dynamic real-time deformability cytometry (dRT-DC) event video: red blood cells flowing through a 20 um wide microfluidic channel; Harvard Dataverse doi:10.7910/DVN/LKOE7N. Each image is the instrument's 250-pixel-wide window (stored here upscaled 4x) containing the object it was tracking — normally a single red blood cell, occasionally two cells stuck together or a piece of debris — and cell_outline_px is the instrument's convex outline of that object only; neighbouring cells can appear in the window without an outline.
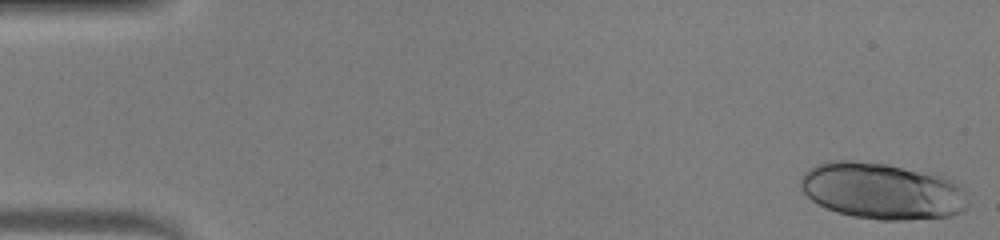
{"species": "human", "species_latin": "Homo sapiens", "temperature_condition": "warm", "stored_images_in_passage": 47, "segment_of_instrument_passage": [1, 2], "camera_frame_rate_fps": 3000, "um_per_image_px": 0.085, "donor": {"sex": "male"}, "frame": {"image": 1, "passage_image": 1, "time_ms": 0.0, "image_size_px": [1000, 240], "cell_outline_px": [[968, 204], [960, 212], [952, 216], [904, 220], [880, 220], [852, 216], [836, 212], [816, 204], [800, 188], [800, 180], [804, 172], [808, 168], [816, 164], [828, 160], [852, 160], [888, 164], [944, 176], [956, 184], [964, 192], [968, 200]], "centroid_in_image_um": [74.93, 16.23], "position_along_channel_um": 10.1, "area_um2": 55.26}}
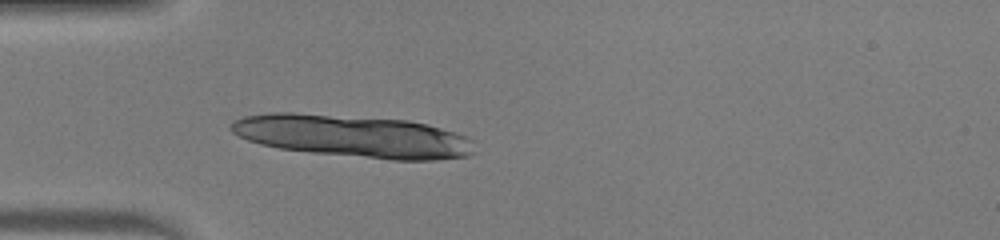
{"frame": {"image": 2, "passage_image": 14, "time_ms": 4.333, "image_size_px": [1000, 240], "cell_outline_px": [[476, 152], [468, 156], [436, 160], [392, 160], [312, 152], [280, 148], [260, 144], [248, 140], [232, 132], [228, 128], [232, 120], [244, 116], [272, 112], [292, 112], [408, 120], [428, 124], [456, 132], [468, 136], [472, 140]], "centroid_in_image_um": [30.04, 11.57], "position_along_channel_um": 55.0, "area_um2": 60.4}}